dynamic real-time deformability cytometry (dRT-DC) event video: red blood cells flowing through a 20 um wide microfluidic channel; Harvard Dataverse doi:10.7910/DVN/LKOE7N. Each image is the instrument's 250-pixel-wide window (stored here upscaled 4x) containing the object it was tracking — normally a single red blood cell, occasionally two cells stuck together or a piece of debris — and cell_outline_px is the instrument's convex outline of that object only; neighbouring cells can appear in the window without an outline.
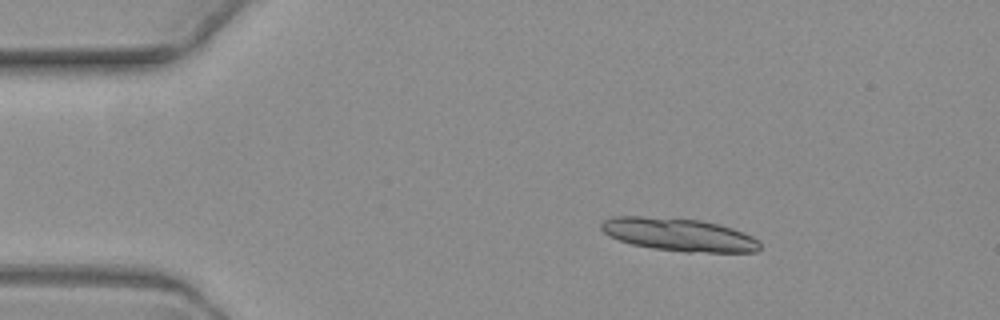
{"species": "common noctule bat (a hibernating species)", "species_latin": "Nyctalus noctula", "temperature_condition": "warm", "stored_images_in_passage": 5, "camera_frame_rate_fps": 3000, "um_per_image_px": 0.085, "animal": {"sex": "female", "body_mass_g": 19.3, "forearm_length_mm": 54.1}, "frame": {"image": 1, "passage_image": 3, "time_ms": 2.667, "image_size_px": [1000, 320], "cell_outline_px": [[760, 248], [756, 252], [684, 252], [652, 248], [632, 244], [620, 240], [604, 232], [600, 228], [600, 224], [604, 220], [612, 216], [644, 216], [700, 220], [732, 228], [744, 232], [760, 240]], "centroid_in_image_um": [57.72, 19.94], "position_along_channel_um": 27.3, "area_um2": 30.4}}